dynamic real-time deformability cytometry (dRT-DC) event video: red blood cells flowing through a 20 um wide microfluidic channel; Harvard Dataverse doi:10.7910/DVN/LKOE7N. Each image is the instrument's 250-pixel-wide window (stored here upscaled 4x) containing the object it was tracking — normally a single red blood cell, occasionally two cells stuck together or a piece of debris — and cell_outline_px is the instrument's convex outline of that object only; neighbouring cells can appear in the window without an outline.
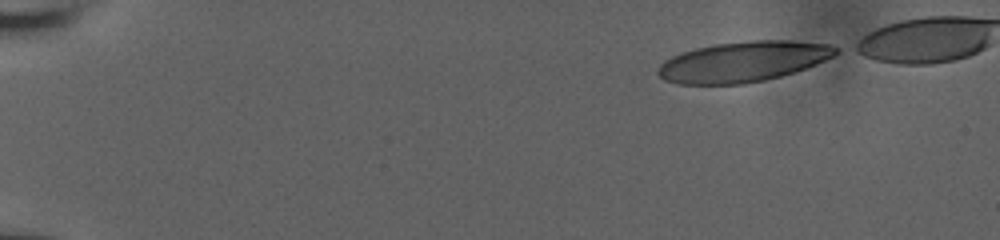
{"species": "human", "species_latin": "Homo sapiens", "temperature_condition": "room temperature", "stored_images_in_passage": 48, "camera_frame_rate_fps": 3000, "um_per_image_px": 0.085, "donor": {"sex": "male"}, "frame": {"image": 1, "passage_image": 1, "time_ms": 0.0, "image_size_px": [1000, 240], "cell_outline_px": [[840, 52], [816, 64], [780, 76], [764, 80], [744, 84], [676, 84], [664, 80], [656, 72], [660, 64], [664, 60], [672, 56], [696, 48], [716, 44], [752, 40], [788, 40], [832, 44], [840, 48]], "centroid_in_image_um": [63.17, 5.24], "position_along_channel_um": 21.8, "area_um2": 41.79}}
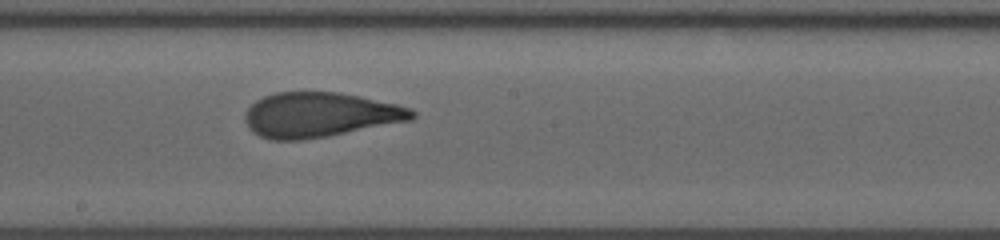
{"frame": {"image": 2, "passage_image": 27, "time_ms": 8.667, "image_size_px": [1000, 240], "cell_outline_px": [[416, 116], [412, 120], [324, 136], [300, 140], [272, 140], [260, 136], [252, 132], [244, 120], [244, 116], [248, 108], [256, 100], [264, 96], [276, 92], [340, 92], [360, 96], [396, 104], [412, 108], [416, 112]], "centroid_in_image_um": [27.17, 9.75], "position_along_channel_um": 221.0, "area_um2": 43.41}}
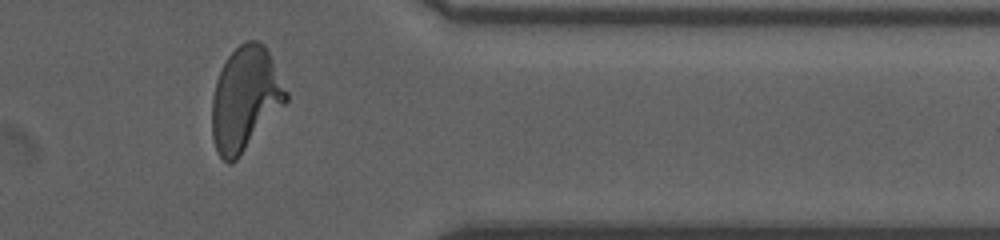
{"frame": {"image": 3, "passage_image": 41, "time_ms": 13.333, "image_size_px": [1000, 240], "cell_outline_px": [[288, 100], [236, 160], [228, 164], [216, 152], [212, 136], [212, 96], [216, 80], [228, 56], [240, 44], [248, 40], [256, 40], [264, 44], [288, 92]], "centroid_in_image_um": [20.83, 8.4], "position_along_channel_um": 390.6, "area_um2": 44.33}}